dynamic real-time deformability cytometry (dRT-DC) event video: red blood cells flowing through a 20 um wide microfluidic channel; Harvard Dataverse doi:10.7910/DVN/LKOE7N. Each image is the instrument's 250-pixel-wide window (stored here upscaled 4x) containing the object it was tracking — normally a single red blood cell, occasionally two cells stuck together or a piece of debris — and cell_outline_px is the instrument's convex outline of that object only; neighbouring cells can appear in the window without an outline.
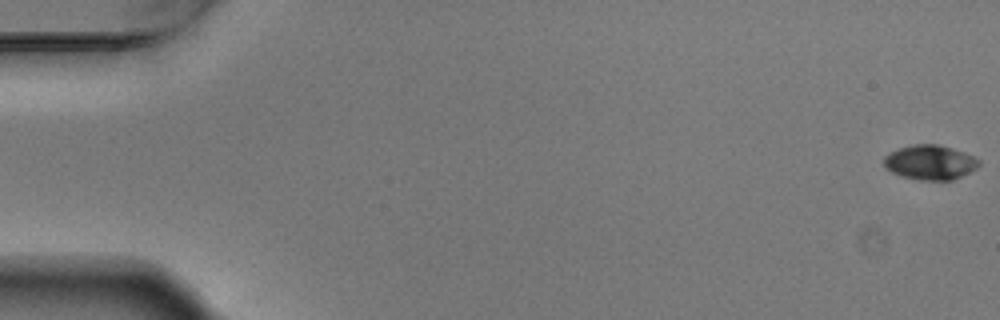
{"species": "Egyptian fruit bat (a non-hibernating species)", "species_latin": "Rousettus aegyptiacus", "temperature_condition": "warm", "stored_images_in_passage": 7, "camera_frame_rate_fps": 3000, "um_per_image_px": 0.085, "animal": {"sex": "male"}, "frame": {"image": 1, "passage_image": 1, "time_ms": 0.0, "image_size_px": [1000, 320], "cell_outline_px": [[980, 164], [976, 168], [952, 180], [920, 180], [900, 176], [884, 168], [884, 156], [900, 148], [916, 144], [940, 144], [964, 152], [980, 160]], "centroid_in_image_um": [79.04, 13.8], "position_along_channel_um": 6.0, "area_um2": 19.07}}
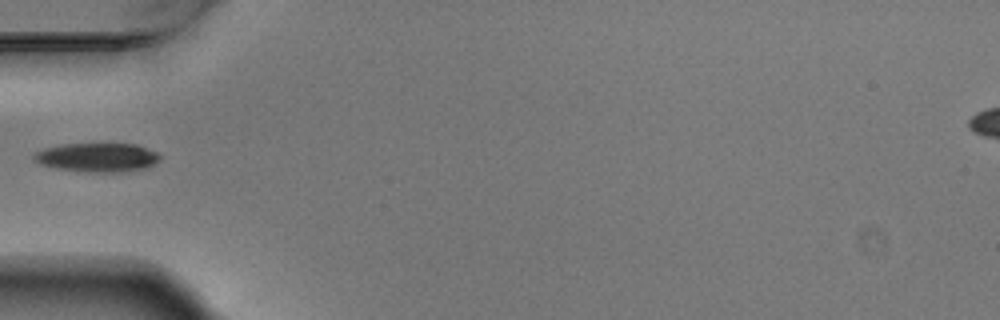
{"frame": {"image": 2, "passage_image": 6, "time_ms": 1.667, "image_size_px": [1000, 320], "cell_outline_px": [[160, 160], [144, 168], [124, 172], [88, 172], [60, 168], [40, 164], [32, 160], [32, 156], [36, 152], [44, 148], [64, 144], [136, 144], [156, 152], [160, 156]], "centroid_in_image_um": [8.25, 13.38], "position_along_channel_um": 76.7, "area_um2": 21.04}}
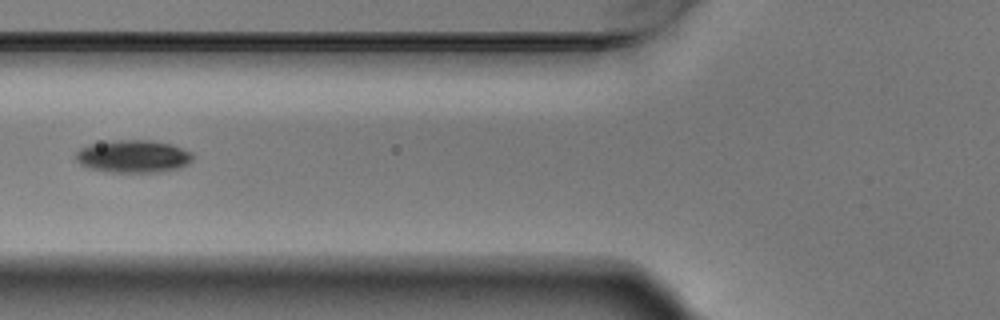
{"frame": {"image": 3, "passage_image": 7, "time_ms": 2.0, "image_size_px": [1000, 320], "cell_outline_px": [[192, 160], [188, 164], [180, 168], [164, 172], [108, 172], [88, 168], [80, 164], [76, 160], [76, 152], [80, 148], [92, 144], [120, 140], [152, 140], [172, 144], [192, 152]], "centroid_in_image_um": [11.35, 13.3], "position_along_channel_um": 114.4, "area_um2": 22.37}}